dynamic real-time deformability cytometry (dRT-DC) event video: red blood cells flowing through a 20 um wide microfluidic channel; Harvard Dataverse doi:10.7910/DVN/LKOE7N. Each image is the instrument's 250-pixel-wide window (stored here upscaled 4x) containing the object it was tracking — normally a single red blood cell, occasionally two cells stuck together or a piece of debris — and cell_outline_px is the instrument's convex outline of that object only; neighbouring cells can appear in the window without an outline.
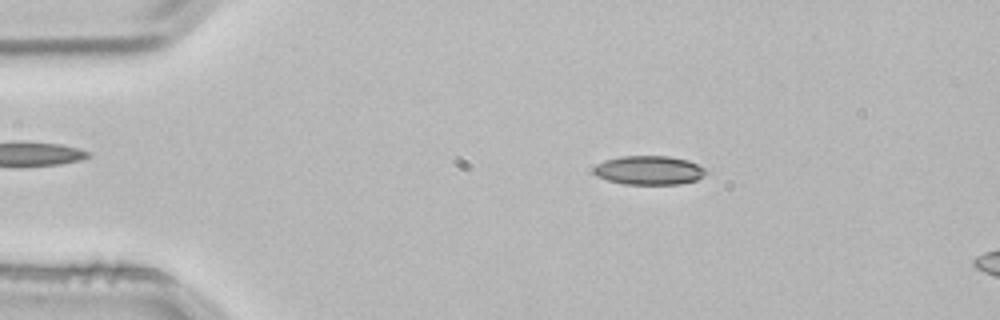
{"species": "common noctule bat (a hibernating species)", "species_latin": "Nyctalus noctula", "temperature_condition": "room temperature", "stored_images_in_passage": 4, "camera_frame_rate_fps": 3000, "um_per_image_px": 0.085, "animal": {"sex": "male", "body_mass_g": 21.5, "forearm_length_mm": 52.0}, "frame": {"image": 1, "passage_image": 2, "time_ms": 0.333, "image_size_px": [1000, 320], "cell_outline_px": [[708, 172], [704, 176], [696, 180], [680, 184], [624, 184], [608, 180], [596, 176], [592, 172], [592, 168], [596, 164], [604, 160], [620, 156], [668, 156], [688, 160], [704, 168]], "centroid_in_image_um": [55.14, 14.47], "position_along_channel_um": 29.9, "area_um2": 19.07}}